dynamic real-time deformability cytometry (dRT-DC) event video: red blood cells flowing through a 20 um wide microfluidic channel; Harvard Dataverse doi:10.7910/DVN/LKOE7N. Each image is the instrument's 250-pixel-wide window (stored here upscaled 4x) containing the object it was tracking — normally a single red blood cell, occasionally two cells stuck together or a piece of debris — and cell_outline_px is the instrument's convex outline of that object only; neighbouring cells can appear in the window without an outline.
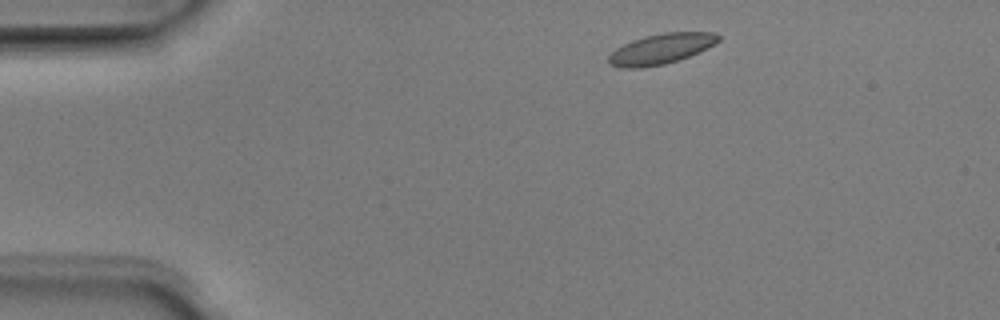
{"species": "Egyptian fruit bat (a non-hibernating species)", "species_latin": "Rousettus aegyptiacus", "temperature_condition": "room temperature", "stored_images_in_passage": 2, "camera_frame_rate_fps": 3000, "um_per_image_px": 0.085, "animal": {"sex": "male"}, "frame": {"image": 1, "passage_image": 1, "time_ms": 0.0, "image_size_px": [1000, 320], "cell_outline_px": [[720, 40], [716, 44], [708, 48], [688, 56], [664, 64], [640, 68], [620, 68], [608, 64], [608, 56], [616, 48], [632, 40], [644, 36], [664, 32], [716, 32], [720, 36]], "centroid_in_image_um": [56.19, 4.15], "position_along_channel_um": 28.8, "area_um2": 19.48}}